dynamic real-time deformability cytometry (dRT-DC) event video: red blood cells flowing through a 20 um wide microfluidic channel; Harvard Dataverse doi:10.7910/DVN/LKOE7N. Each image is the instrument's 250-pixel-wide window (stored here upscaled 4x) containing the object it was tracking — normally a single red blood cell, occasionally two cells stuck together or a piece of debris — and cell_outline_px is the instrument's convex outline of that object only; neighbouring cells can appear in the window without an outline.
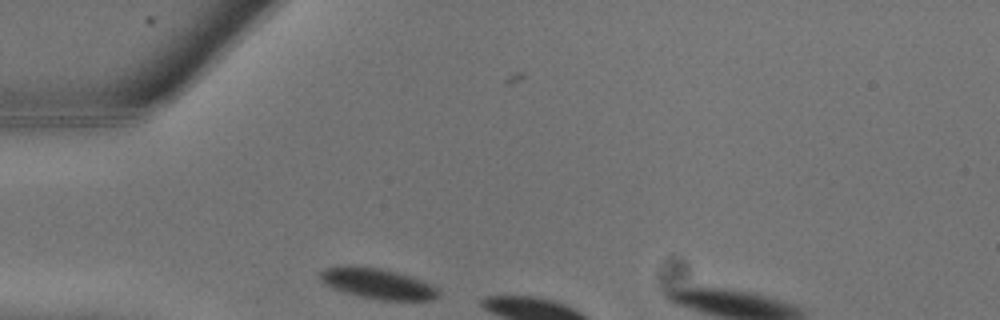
{"species": "common noctule bat (a hibernating species)", "species_latin": "Nyctalus noctula", "temperature_condition": "warm", "stored_images_in_passage": 3, "camera_frame_rate_fps": 3000, "um_per_image_px": 0.085, "animal": {"sex": "male", "body_mass_g": 13.3}, "frame": {"image": 1, "passage_image": 1, "time_ms": 0.0, "image_size_px": [1000, 320], "cell_outline_px": [[440, 292], [432, 300], [384, 300], [360, 296], [344, 292], [332, 288], [324, 284], [320, 280], [320, 272], [324, 268], [348, 264], [380, 268], [396, 272], [420, 280], [440, 288]], "centroid_in_image_um": [32.05, 24.09], "position_along_channel_um": 52.9, "area_um2": 21.1}}